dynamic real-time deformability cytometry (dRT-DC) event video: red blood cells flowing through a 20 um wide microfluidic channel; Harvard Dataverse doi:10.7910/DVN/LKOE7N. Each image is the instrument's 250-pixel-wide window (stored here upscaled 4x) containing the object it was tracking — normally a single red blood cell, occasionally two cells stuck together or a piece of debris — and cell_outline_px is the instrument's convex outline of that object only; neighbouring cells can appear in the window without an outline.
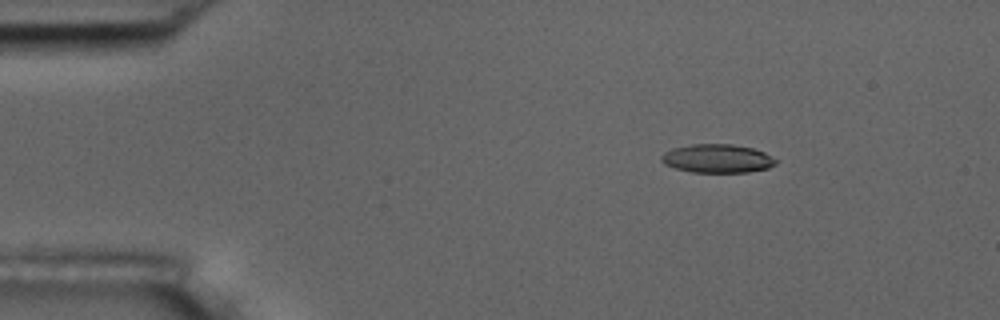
{"species": "common noctule bat (a hibernating species)", "species_latin": "Nyctalus noctula", "temperature_condition": "room temperature", "stored_images_in_passage": 3, "camera_frame_rate_fps": 3000, "um_per_image_px": 0.085, "animal": {"sex": "male", "body_mass_g": 17.5, "forearm_length_mm": 52.3}, "frame": {"image": 1, "passage_image": 1, "time_ms": 0.0, "image_size_px": [1000, 320], "cell_outline_px": [[776, 164], [768, 168], [748, 172], [692, 172], [676, 168], [664, 164], [660, 160], [660, 156], [664, 152], [672, 148], [692, 144], [732, 144], [752, 148], [764, 152], [776, 160]], "centroid_in_image_um": [60.94, 13.47], "position_along_channel_um": 24.1, "area_um2": 19.02}}